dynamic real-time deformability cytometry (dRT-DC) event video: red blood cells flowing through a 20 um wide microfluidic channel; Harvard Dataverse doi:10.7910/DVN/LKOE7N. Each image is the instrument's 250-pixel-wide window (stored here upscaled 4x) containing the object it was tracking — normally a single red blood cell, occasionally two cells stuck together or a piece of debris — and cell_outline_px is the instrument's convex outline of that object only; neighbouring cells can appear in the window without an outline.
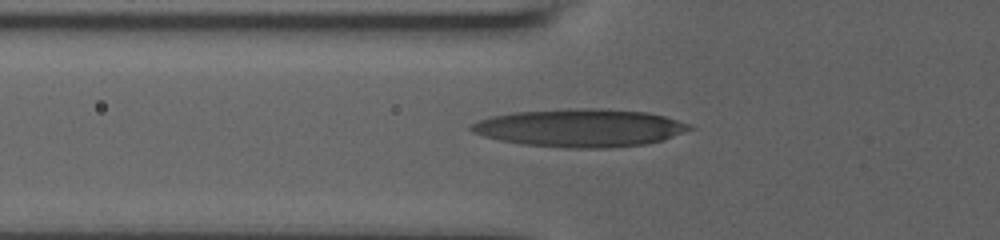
{"species": "human", "species_latin": "Homo sapiens", "temperature_condition": "room temperature", "stored_images_in_passage": 8, "camera_frame_rate_fps": 3000, "um_per_image_px": 0.085, "donor": {"sex": "male"}, "frame": {"image": 1, "passage_image": 3, "time_ms": 0.333, "image_size_px": [1000, 240], "cell_outline_px": [[696, 128], [664, 140], [644, 144], [608, 148], [564, 148], [524, 144], [500, 140], [484, 136], [472, 132], [468, 128], [472, 124], [480, 120], [492, 116], [512, 112], [592, 108], [600, 108], [644, 112], [664, 116], [688, 124]], "centroid_in_image_um": [49.32, 10.88], "position_along_channel_um": 76.5, "area_um2": 47.92}}